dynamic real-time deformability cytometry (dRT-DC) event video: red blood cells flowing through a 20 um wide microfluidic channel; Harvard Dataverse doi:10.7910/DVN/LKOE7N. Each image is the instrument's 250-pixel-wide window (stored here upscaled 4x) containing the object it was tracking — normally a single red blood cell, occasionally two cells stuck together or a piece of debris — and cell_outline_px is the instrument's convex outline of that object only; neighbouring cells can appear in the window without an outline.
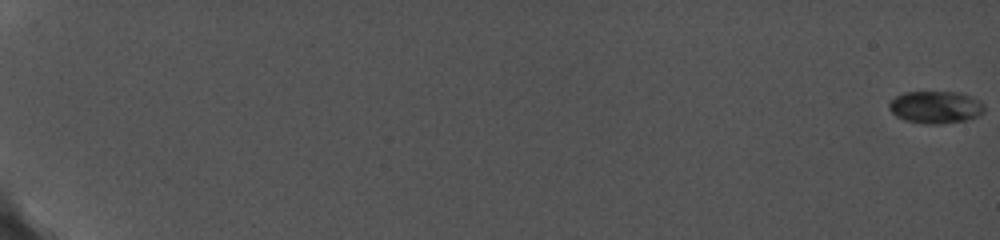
{"species": "common noctule bat (a hibernating species)", "species_latin": "Nyctalus noctula", "temperature_condition": "cold", "stored_images_in_passage": 46, "camera_frame_rate_fps": 5000, "um_per_image_px": 0.085, "animal": {"sex": "female", "body_mass_g": 19.0, "forearm_length_mm": 56.7}, "frame": {"image": 1, "passage_image": 1, "time_ms": 0.0, "image_size_px": [1000, 240], "cell_outline_px": [[984, 112], [968, 120], [936, 124], [928, 124], [904, 120], [896, 116], [888, 108], [888, 104], [896, 96], [904, 92], [960, 92], [972, 96], [980, 100], [984, 104]], "centroid_in_image_um": [79.54, 9.1], "position_along_channel_um": 5.5, "area_um2": 18.03}}
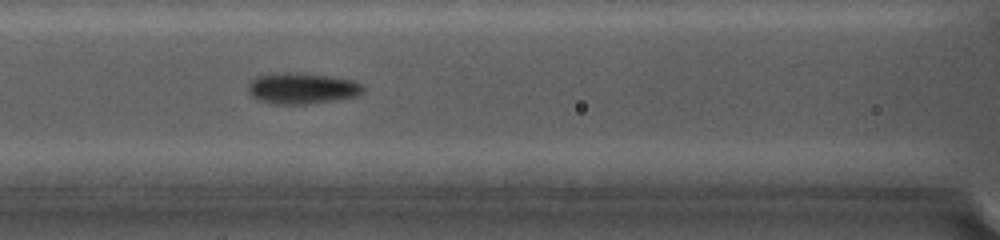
{"frame": {"image": 2, "passage_image": 25, "time_ms": 10.0, "image_size_px": [1000, 240], "cell_outline_px": [[364, 88], [360, 92], [352, 96], [304, 104], [276, 104], [260, 100], [252, 96], [248, 88], [252, 80], [256, 76], [328, 76], [348, 80], [360, 84]], "centroid_in_image_um": [25.64, 7.57], "position_along_channel_um": 141.0, "area_um2": 18.79}}
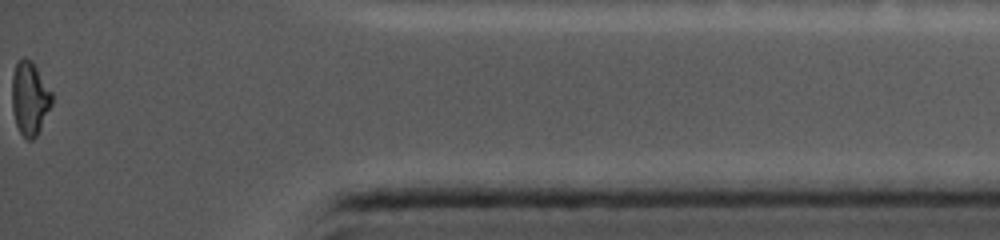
{"frame": {"image": 3, "passage_image": 46, "time_ms": 18.2, "image_size_px": [1000, 240], "cell_outline_px": [[52, 104], [36, 136], [32, 140], [28, 140], [20, 132], [16, 124], [12, 108], [12, 76], [16, 64], [20, 56], [24, 56], [32, 60], [52, 92]], "centroid_in_image_um": [2.52, 8.31], "position_along_channel_um": 432.7, "area_um2": 17.11}}